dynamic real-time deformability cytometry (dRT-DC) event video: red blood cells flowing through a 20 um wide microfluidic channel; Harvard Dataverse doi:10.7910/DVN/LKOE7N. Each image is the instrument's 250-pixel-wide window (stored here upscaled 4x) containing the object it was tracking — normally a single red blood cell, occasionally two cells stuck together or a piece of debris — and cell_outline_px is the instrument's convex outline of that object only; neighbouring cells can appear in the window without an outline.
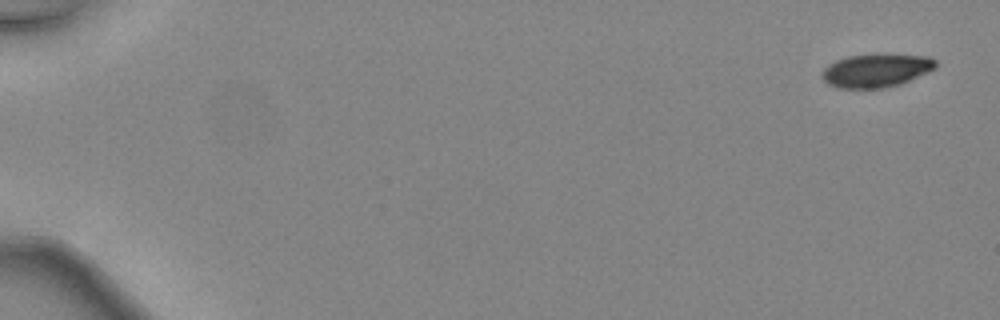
{"species": "common noctule bat (a hibernating species)", "species_latin": "Nyctalus noctula", "temperature_condition": "warm", "stored_images_in_passage": 46, "camera_frame_rate_fps": 3000, "um_per_image_px": 0.085, "animal": {"sex": "female", "body_mass_g": 24.6, "forearm_length_mm": 56.2}, "frame": {"image": 1, "passage_image": 1, "time_ms": 0.0, "image_size_px": [1000, 320], "cell_outline_px": [[936, 68], [928, 72], [900, 84], [884, 88], [840, 88], [828, 84], [824, 80], [824, 68], [828, 64], [836, 60], [848, 56], [880, 52], [888, 52], [928, 56], [936, 60]], "centroid_in_image_um": [74.53, 5.94], "position_along_channel_um": 10.5, "area_um2": 22.6}}
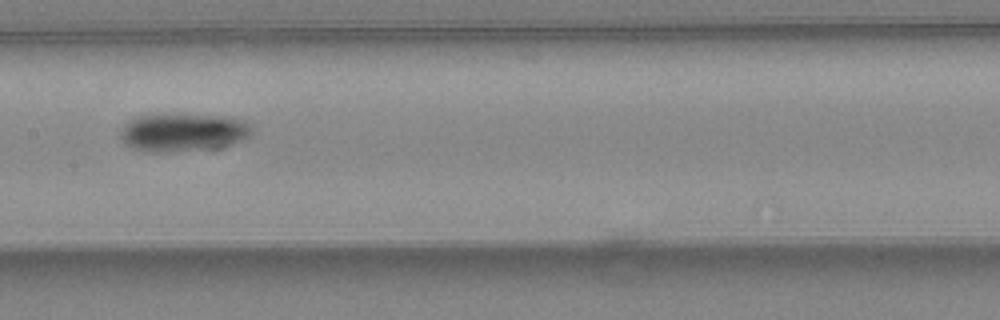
{"frame": {"image": 2, "passage_image": 25, "time_ms": 8.0, "image_size_px": [1000, 320], "cell_outline_px": [[252, 132], [248, 136], [240, 140], [216, 148], [164, 152], [144, 152], [132, 148], [124, 144], [120, 136], [120, 132], [124, 124], [128, 120], [136, 116], [232, 116], [244, 120], [252, 124]], "centroid_in_image_um": [15.54, 11.27], "position_along_channel_um": 191.9, "area_um2": 28.84}}
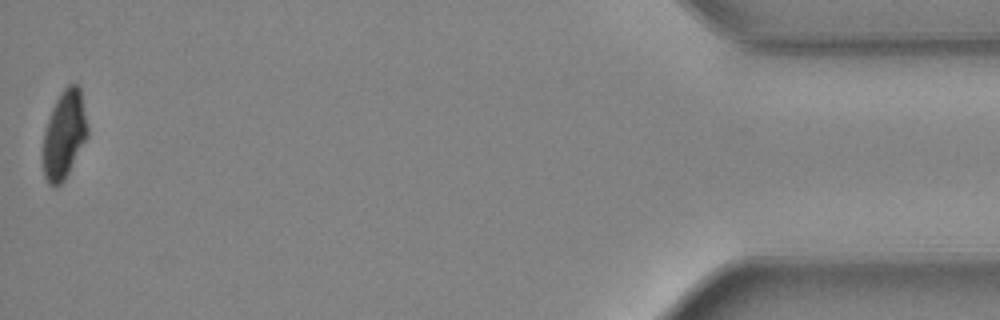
{"frame": {"image": 3, "passage_image": 46, "time_ms": 15.0, "image_size_px": [1000, 320], "cell_outline_px": [[88, 136], [64, 180], [56, 188], [52, 188], [48, 184], [44, 176], [44, 128], [52, 108], [60, 92], [68, 84], [76, 84], [80, 88], [88, 128]], "centroid_in_image_um": [5.46, 11.45], "position_along_channel_um": 429.7, "area_um2": 22.77}, "authors_computed_cell_mechanics": {"area_um2": 25.1719, "velocity_mm_per_s": 4.5612, "shape_relaxation_time_tau1_ms": 5.2086, "shape_relaxation_time_tau2_ms": null, "deformation_change_tau1": 0.1319, "deformation_change_tau2": null}}